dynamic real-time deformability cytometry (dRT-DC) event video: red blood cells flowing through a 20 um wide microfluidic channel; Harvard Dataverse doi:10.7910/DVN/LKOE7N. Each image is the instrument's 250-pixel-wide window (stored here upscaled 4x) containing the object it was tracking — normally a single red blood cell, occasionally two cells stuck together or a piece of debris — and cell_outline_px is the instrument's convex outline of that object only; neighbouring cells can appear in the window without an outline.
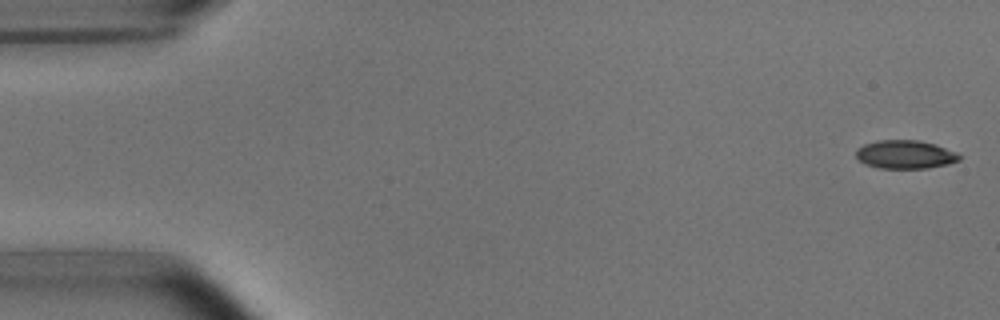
{"species": "common noctule bat (a hibernating species)", "species_latin": "Nyctalus noctula", "temperature_condition": "room temperature", "stored_images_in_passage": 52, "camera_frame_rate_fps": 3000, "um_per_image_px": 0.085, "animal": {"sex": "male", "body_mass_g": 15.6}, "frame": {"image": 1, "passage_image": 1, "time_ms": 0.0, "image_size_px": [1000, 320], "cell_outline_px": [[960, 160], [948, 164], [928, 168], [880, 168], [868, 164], [860, 160], [856, 156], [856, 148], [864, 144], [876, 140], [920, 140], [936, 144], [956, 152], [960, 156]], "centroid_in_image_um": [76.95, 13.11], "position_along_channel_um": 8.0, "area_um2": 17.11}}
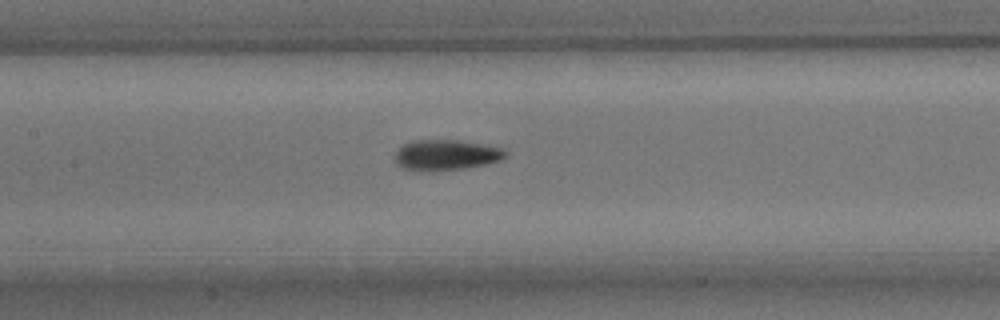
{"frame": {"image": 2, "passage_image": 24, "time_ms": 7.667, "image_size_px": [1000, 320], "cell_outline_px": [[508, 156], [500, 160], [484, 164], [464, 168], [420, 172], [400, 168], [396, 164], [396, 152], [404, 144], [412, 140], [456, 140], [504, 148], [508, 152]], "centroid_in_image_um": [37.9, 13.18], "position_along_channel_um": 169.5, "area_um2": 19.71}}
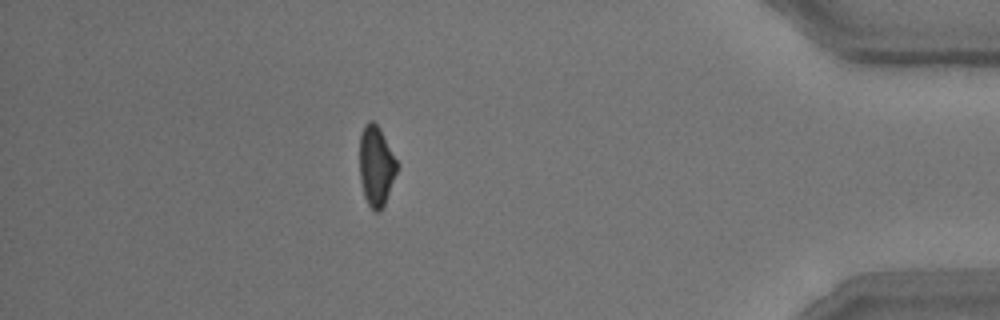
{"frame": {"image": 3, "passage_image": 46, "time_ms": 15.0, "image_size_px": [1000, 320], "cell_outline_px": [[396, 172], [384, 204], [380, 212], [376, 212], [368, 204], [364, 196], [360, 180], [360, 136], [364, 124], [368, 120], [372, 120], [380, 128], [396, 160]], "centroid_in_image_um": [31.94, 14.08], "position_along_channel_um": 403.3, "area_um2": 17.11}, "authors_computed_cell_mechanics": {"area_um2": 18.2648, "velocity_mm_per_s": 3.8044, "shape_relaxation_time_tau1_ms": 2.9962, "shape_relaxation_time_tau2_ms": 2.4895, "deformation_change_tau1": 0.1296, "deformation_change_tau2": 0.1031}}